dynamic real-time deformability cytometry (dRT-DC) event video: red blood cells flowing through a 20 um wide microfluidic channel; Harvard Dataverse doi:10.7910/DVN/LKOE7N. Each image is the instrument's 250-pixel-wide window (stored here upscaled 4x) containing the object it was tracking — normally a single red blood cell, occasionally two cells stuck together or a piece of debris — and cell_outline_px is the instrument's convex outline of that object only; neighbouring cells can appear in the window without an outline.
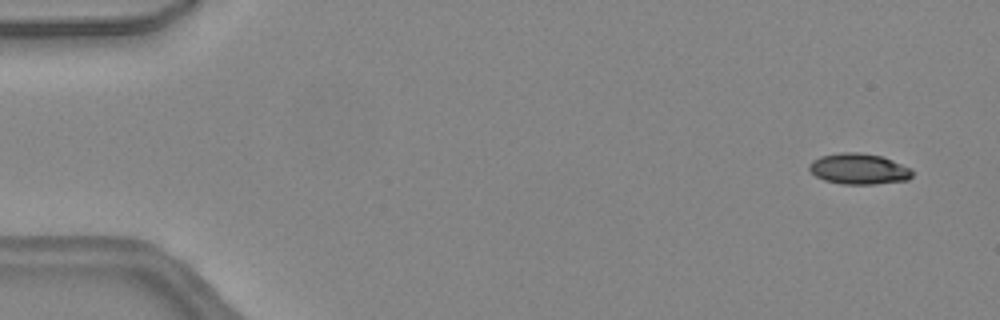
{"species": "common noctule bat (a hibernating species)", "species_latin": "Nyctalus noctula", "temperature_condition": "warm", "stored_images_in_passage": 46, "camera_frame_rate_fps": 3000, "um_per_image_px": 0.085, "animal": {"sex": "female", "body_mass_g": 24.6, "forearm_length_mm": 56.2}, "frame": {"image": 1, "passage_image": 3, "time_ms": 0.667, "image_size_px": [1000, 320], "cell_outline_px": [[912, 176], [908, 180], [876, 184], [840, 184], [824, 180], [816, 176], [808, 168], [808, 164], [812, 160], [820, 156], [840, 152], [860, 152], [884, 156], [912, 168]], "centroid_in_image_um": [73.01, 14.34], "position_along_channel_um": 12.0, "area_um2": 18.84}}
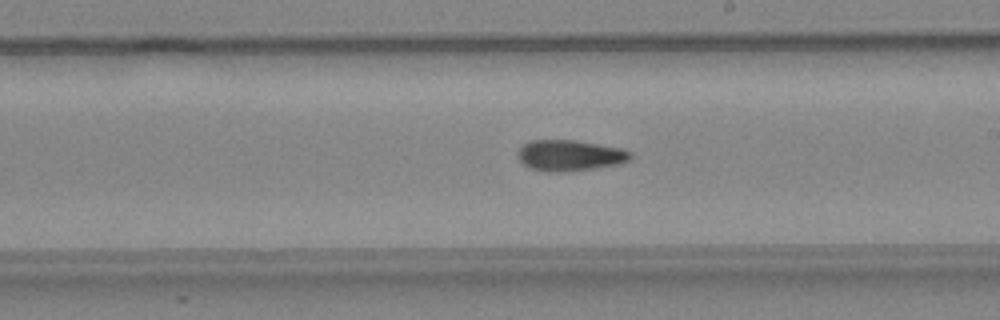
{"frame": {"image": 2, "passage_image": 27, "time_ms": 8.667, "image_size_px": [1000, 320], "cell_outline_px": [[632, 160], [620, 164], [596, 168], [564, 172], [544, 172], [532, 168], [524, 164], [516, 156], [516, 152], [524, 144], [532, 140], [572, 140], [624, 148], [632, 152]], "centroid_in_image_um": [48.47, 13.22], "position_along_channel_um": 240.5, "area_um2": 20.58}}
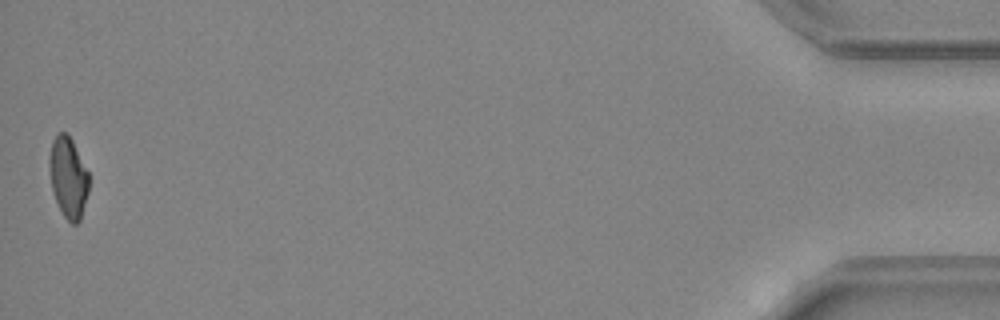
{"frame": {"image": 3, "passage_image": 46, "time_ms": 15.0, "image_size_px": [1000, 320], "cell_outline_px": [[88, 192], [80, 220], [76, 224], [72, 224], [64, 216], [52, 192], [48, 164], [48, 160], [52, 140], [56, 132], [64, 132], [72, 140], [88, 172]], "centroid_in_image_um": [5.77, 15.06], "position_along_channel_um": 429.4, "area_um2": 18.55}, "authors_computed_cell_mechanics": {"area_um2": 19.5942, "velocity_mm_per_s": 4.5094, "shape_relaxation_time_tau1_ms": null, "shape_relaxation_time_tau2_ms": 5.6802, "deformation_change_tau1": null, "deformation_change_tau2": 0.1451}}